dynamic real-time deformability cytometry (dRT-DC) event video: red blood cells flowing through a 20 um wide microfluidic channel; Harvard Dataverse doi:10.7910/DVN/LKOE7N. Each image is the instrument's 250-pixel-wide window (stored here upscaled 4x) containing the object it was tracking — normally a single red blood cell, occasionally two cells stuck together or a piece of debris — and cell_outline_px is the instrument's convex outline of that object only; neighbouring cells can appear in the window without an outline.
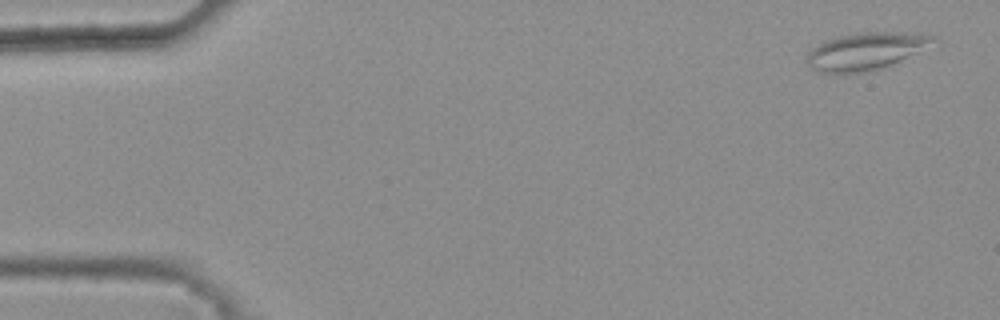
{"species": "common noctule bat (a hibernating species)", "species_latin": "Nyctalus noctula", "temperature_condition": "warm", "stored_images_in_passage": 6, "camera_frame_rate_fps": 3000, "um_per_image_px": 0.085, "animal": {"sex": "female", "body_mass_g": 25.1}, "frame": {"image": 1, "passage_image": 1, "time_ms": 0.0, "image_size_px": [1000, 320], "cell_outline_px": [[940, 44], [884, 68], [864, 72], [816, 72], [804, 60], [808, 52], [812, 48], [824, 40], [856, 32], [904, 32], [936, 36], [940, 40]], "centroid_in_image_um": [73.7, 4.33], "position_along_channel_um": 11.3, "area_um2": 28.21}}
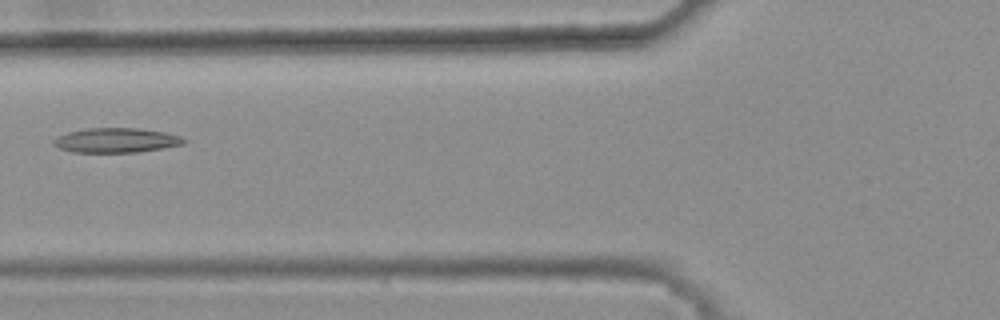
{"frame": {"image": 2, "passage_image": 6, "time_ms": 1.667, "image_size_px": [1000, 320], "cell_outline_px": [[188, 140], [184, 144], [136, 152], [72, 152], [60, 148], [52, 144], [52, 140], [68, 132], [88, 128], [140, 128], [164, 132], [180, 136]], "centroid_in_image_um": [9.88, 11.92], "position_along_channel_um": 115.9, "area_um2": 18.55}}